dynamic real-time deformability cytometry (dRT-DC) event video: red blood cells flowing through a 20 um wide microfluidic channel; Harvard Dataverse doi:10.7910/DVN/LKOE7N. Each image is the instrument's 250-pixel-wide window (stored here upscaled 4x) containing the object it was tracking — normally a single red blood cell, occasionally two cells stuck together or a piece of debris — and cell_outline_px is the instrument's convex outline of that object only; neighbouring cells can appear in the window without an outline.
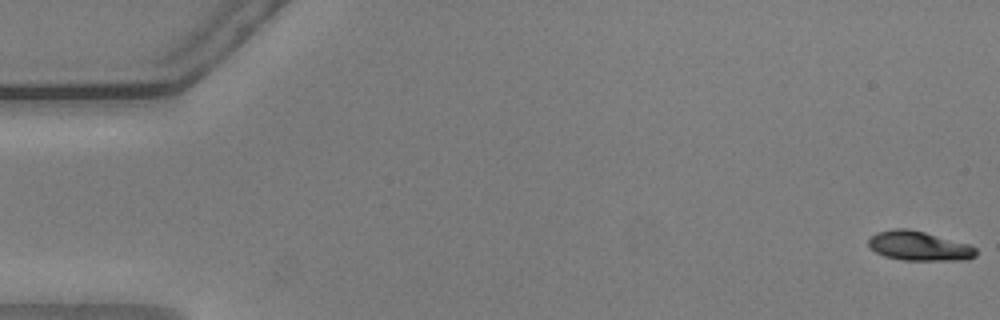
{"species": "common noctule bat (a hibernating species)", "species_latin": "Nyctalus noctula", "temperature_condition": "warm", "stored_images_in_passage": 56, "camera_frame_rate_fps": 3000, "um_per_image_px": 0.085, "animal": {"sex": "male", "body_mass_g": 20.5, "forearm_length_mm": 52.5}, "frame": {"image": 1, "passage_image": 1, "time_ms": 0.0, "image_size_px": [1000, 320], "cell_outline_px": [[976, 256], [968, 260], [900, 260], [884, 256], [868, 248], [868, 240], [876, 232], [896, 228], [908, 228], [924, 232], [968, 244], [976, 248]], "centroid_in_image_um": [78.09, 20.91], "position_along_channel_um": 6.9, "area_um2": 18.5}}
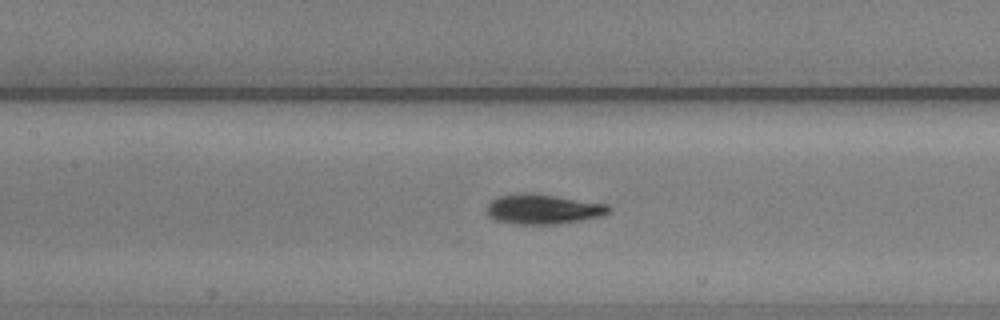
{"frame": {"image": 2, "passage_image": 26, "time_ms": 8.333, "image_size_px": [1000, 320], "cell_outline_px": [[612, 208], [604, 216], [556, 224], [516, 224], [496, 220], [488, 216], [488, 204], [492, 200], [500, 196], [524, 192], [532, 192], [608, 204]], "centroid_in_image_um": [46.19, 17.77], "position_along_channel_um": 161.2, "area_um2": 21.27}}
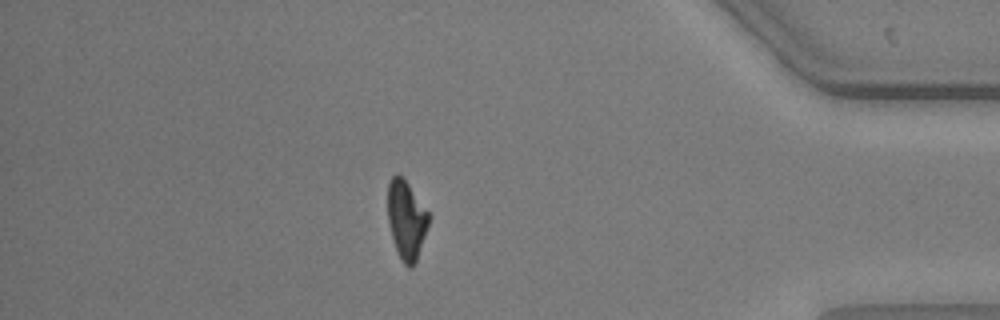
{"frame": {"image": 3, "passage_image": 49, "time_ms": 16.0, "image_size_px": [1000, 320], "cell_outline_px": [[432, 216], [416, 260], [412, 268], [408, 268], [400, 260], [388, 224], [388, 180], [396, 172], [408, 184]], "centroid_in_image_um": [34.55, 18.68], "position_along_channel_um": 400.7, "area_um2": 18.84}, "authors_computed_cell_mechanics": {"area_um2": 19.7676, "velocity_mm_per_s": 3.6218, "shape_relaxation_time_tau1_ms": 2.4747, "shape_relaxation_time_tau2_ms": 1.8474, "deformation_change_tau1": 0.156, "deformation_change_tau2": 0.0646}}